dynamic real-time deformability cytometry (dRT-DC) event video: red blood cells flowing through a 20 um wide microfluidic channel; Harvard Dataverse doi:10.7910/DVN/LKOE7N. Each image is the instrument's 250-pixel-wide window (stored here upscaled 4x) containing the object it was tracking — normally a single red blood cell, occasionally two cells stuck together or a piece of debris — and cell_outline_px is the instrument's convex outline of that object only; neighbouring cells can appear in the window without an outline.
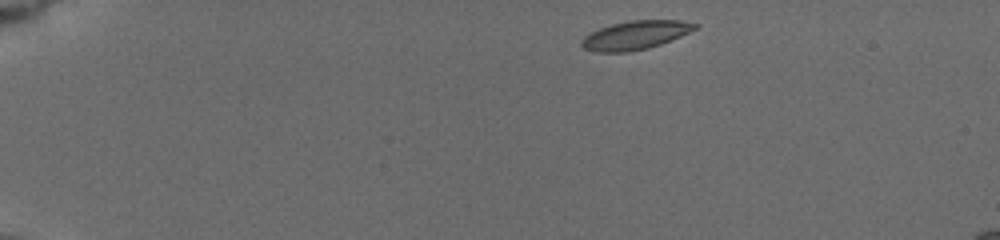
{"species": "common noctule bat (a hibernating species)", "species_latin": "Nyctalus noctula", "temperature_condition": "cold", "stored_images_in_passage": 69, "camera_frame_rate_fps": 3000, "um_per_image_px": 0.085, "animal": {"sex": "female", "body_mass_g": 19.5, "forearm_length_mm": 54.1}, "frame": {"image": 1, "passage_image": 1, "time_ms": 0.0, "image_size_px": [1000, 240], "cell_outline_px": [[700, 28], [660, 44], [648, 48], [628, 52], [596, 52], [584, 48], [580, 44], [580, 40], [584, 36], [600, 28], [612, 24], [628, 20], [680, 20], [700, 24]], "centroid_in_image_um": [54.03, 2.98], "position_along_channel_um": 31.0, "area_um2": 19.02}}
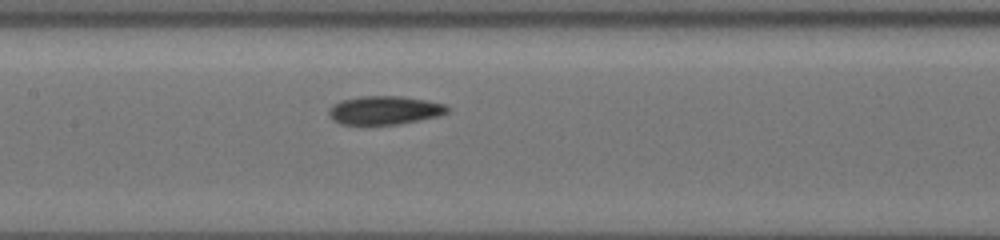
{"frame": {"image": 2, "passage_image": 31, "time_ms": 6.333, "image_size_px": [1000, 240], "cell_outline_px": [[448, 112], [436, 116], [396, 124], [340, 124], [332, 120], [328, 112], [328, 108], [332, 104], [344, 100], [360, 96], [404, 96], [444, 104], [448, 108]], "centroid_in_image_um": [32.62, 9.36], "position_along_channel_um": 174.8, "area_um2": 19.42}}
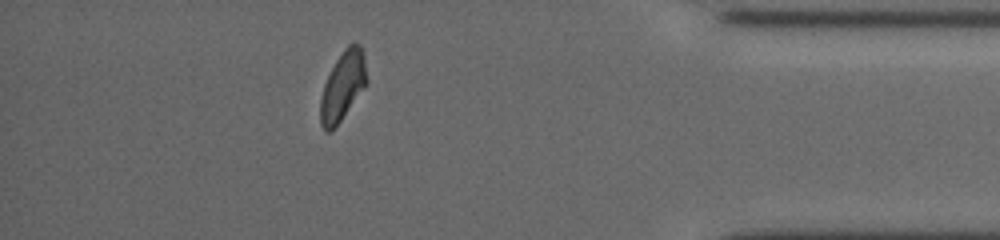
{"frame": {"image": 3, "passage_image": 59, "time_ms": 13.333, "image_size_px": [1000, 240], "cell_outline_px": [[368, 80], [364, 88], [340, 120], [328, 132], [324, 132], [320, 124], [320, 100], [324, 84], [336, 60], [344, 48], [352, 40], [356, 40], [360, 44], [364, 52]], "centroid_in_image_um": [29.16, 7.23], "position_along_channel_um": 406.0, "area_um2": 18.67}, "authors_computed_cell_mechanics": {"area_um2": 19.1896, "velocity_mm_per_s": 3.7299, "shape_relaxation_time_tau1_ms": 4.8815, "shape_relaxation_time_tau2_ms": 2.713, "deformation_change_tau1": 0.1158, "deformation_change_tau2": 0.0757}}